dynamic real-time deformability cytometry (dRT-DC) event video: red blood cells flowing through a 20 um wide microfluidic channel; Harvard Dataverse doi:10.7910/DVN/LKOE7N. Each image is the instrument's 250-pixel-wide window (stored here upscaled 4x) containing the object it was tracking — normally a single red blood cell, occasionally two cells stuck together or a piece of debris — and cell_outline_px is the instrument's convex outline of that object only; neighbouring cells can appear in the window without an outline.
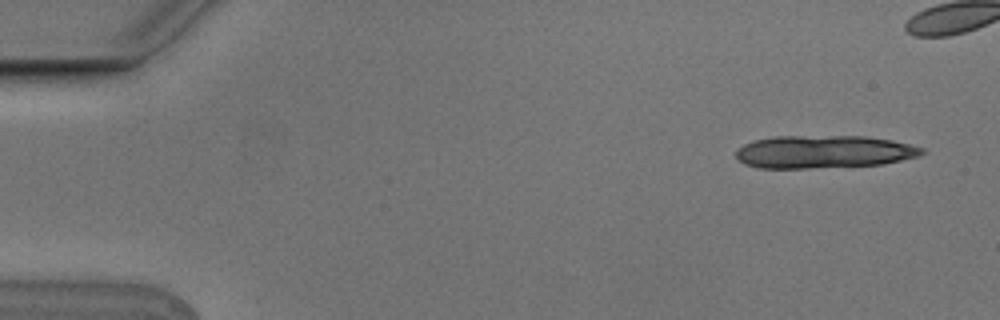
{"species": "Egyptian fruit bat (a non-hibernating species)", "species_latin": "Rousettus aegyptiacus", "temperature_condition": "cold", "stored_images_in_passage": 8, "camera_frame_rate_fps": 3000, "um_per_image_px": 0.085, "animal": {"sex": "male"}, "frame": {"image": 1, "passage_image": 1, "time_ms": 0.0, "image_size_px": [1000, 320], "cell_outline_px": [[924, 152], [916, 156], [900, 160], [880, 164], [808, 168], [760, 168], [744, 164], [736, 160], [736, 152], [744, 144], [756, 140], [776, 136], [864, 136], [892, 140], [924, 148]], "centroid_in_image_um": [69.97, 12.9], "position_along_channel_um": 15.0, "area_um2": 35.26}}
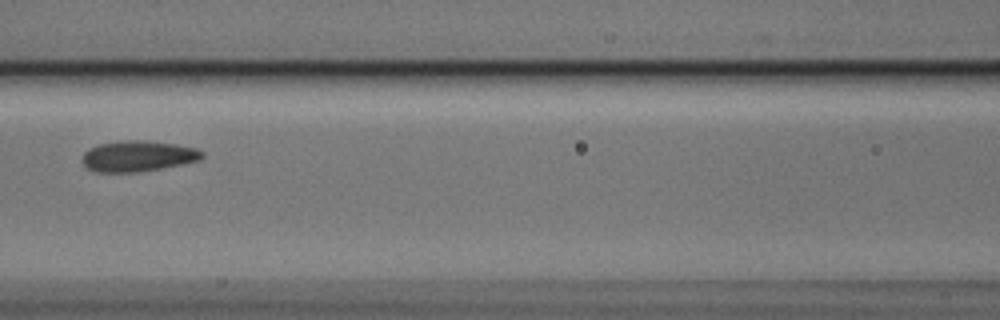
{"frame": {"image": 2, "passage_image": 8, "time_ms": 2.333, "image_size_px": [1000, 320], "cell_outline_px": [[204, 156], [200, 160], [160, 168], [136, 172], [96, 172], [88, 168], [84, 164], [84, 152], [88, 148], [96, 144], [128, 140], [144, 140], [176, 144], [196, 148], [204, 152]], "centroid_in_image_um": [11.73, 13.26], "position_along_channel_um": 154.9, "area_um2": 21.39}}